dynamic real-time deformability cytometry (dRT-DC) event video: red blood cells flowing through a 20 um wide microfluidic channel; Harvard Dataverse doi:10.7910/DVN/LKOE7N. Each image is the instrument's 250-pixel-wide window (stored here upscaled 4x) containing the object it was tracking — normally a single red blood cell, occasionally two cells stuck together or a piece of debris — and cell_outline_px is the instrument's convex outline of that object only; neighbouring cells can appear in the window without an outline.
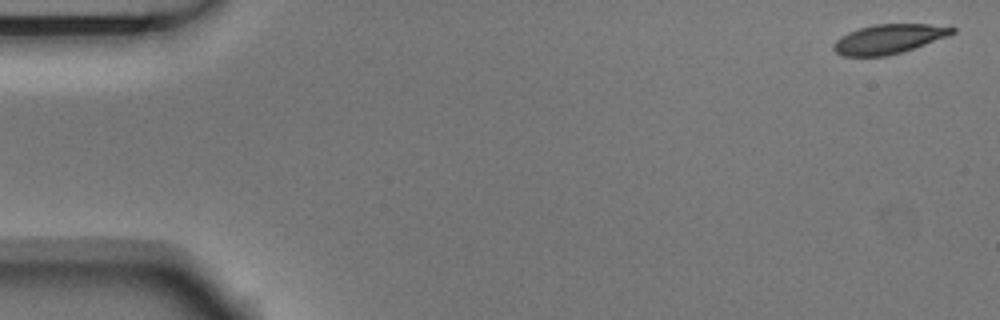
{"species": "Egyptian fruit bat (a non-hibernating species)", "species_latin": "Rousettus aegyptiacus", "temperature_condition": "room temperature", "stored_images_in_passage": 5, "camera_frame_rate_fps": 3000, "um_per_image_px": 0.085, "animal": {"sex": "male"}, "frame": {"image": 1, "passage_image": 1, "time_ms": 0.0, "image_size_px": [1000, 320], "cell_outline_px": [[956, 32], [948, 36], [888, 56], [844, 56], [836, 52], [832, 48], [836, 40], [840, 36], [848, 32], [872, 24], [952, 24], [956, 28]], "centroid_in_image_um": [75.59, 3.29], "position_along_channel_um": 9.4, "area_um2": 20.46}}